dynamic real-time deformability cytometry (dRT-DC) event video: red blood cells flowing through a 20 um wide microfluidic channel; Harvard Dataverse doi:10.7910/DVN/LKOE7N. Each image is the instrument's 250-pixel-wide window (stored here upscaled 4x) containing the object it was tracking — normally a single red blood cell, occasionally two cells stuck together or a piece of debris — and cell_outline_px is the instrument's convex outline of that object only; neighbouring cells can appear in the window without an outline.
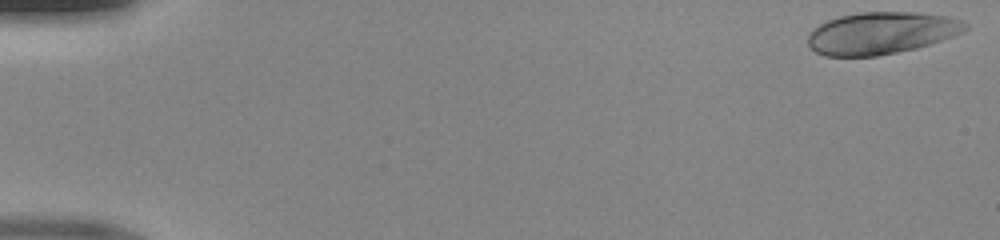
{"species": "human", "species_latin": "Homo sapiens", "temperature_condition": "room temperature", "stored_images_in_passage": 48, "camera_frame_rate_fps": 3000, "um_per_image_px": 0.085, "donor": {"sex": "male"}, "frame": {"image": 1, "passage_image": 1, "time_ms": 0.0, "image_size_px": [1000, 240], "cell_outline_px": [[968, 28], [952, 36], [916, 48], [876, 56], [824, 56], [816, 52], [808, 44], [808, 36], [820, 24], [828, 20], [840, 16], [860, 12], [916, 12], [944, 16], [960, 20], [968, 24]], "centroid_in_image_um": [74.89, 2.81], "position_along_channel_um": 10.1, "area_um2": 38.09}}
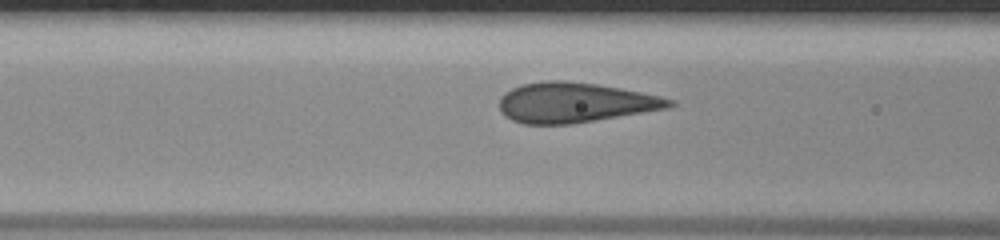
{"frame": {"image": 2, "passage_image": 20, "time_ms": 6.333, "image_size_px": [1000, 240], "cell_outline_px": [[676, 104], [668, 108], [572, 124], [524, 124], [512, 120], [504, 116], [500, 108], [500, 96], [512, 88], [524, 84], [544, 80], [568, 80], [596, 84], [620, 88], [660, 96], [676, 100]], "centroid_in_image_um": [48.86, 8.71], "position_along_channel_um": 117.7, "area_um2": 39.65}}
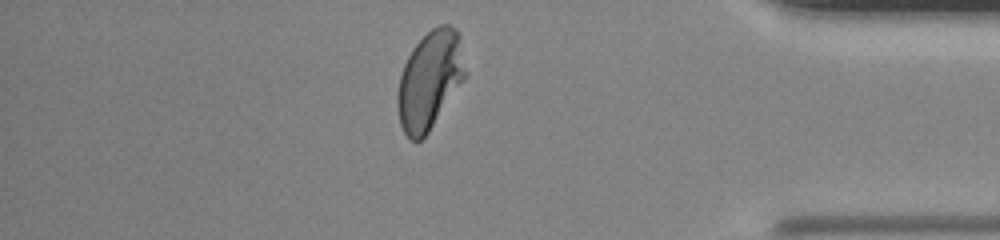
{"frame": {"image": 3, "passage_image": 42, "time_ms": 13.667, "image_size_px": [1000, 240], "cell_outline_px": [[468, 72], [428, 132], [420, 140], [412, 140], [404, 132], [400, 124], [396, 100], [396, 96], [400, 76], [404, 64], [412, 48], [432, 28], [440, 24], [448, 24], [456, 28], [460, 32]], "centroid_in_image_um": [36.55, 6.75], "position_along_channel_um": 398.6, "area_um2": 38.73}}